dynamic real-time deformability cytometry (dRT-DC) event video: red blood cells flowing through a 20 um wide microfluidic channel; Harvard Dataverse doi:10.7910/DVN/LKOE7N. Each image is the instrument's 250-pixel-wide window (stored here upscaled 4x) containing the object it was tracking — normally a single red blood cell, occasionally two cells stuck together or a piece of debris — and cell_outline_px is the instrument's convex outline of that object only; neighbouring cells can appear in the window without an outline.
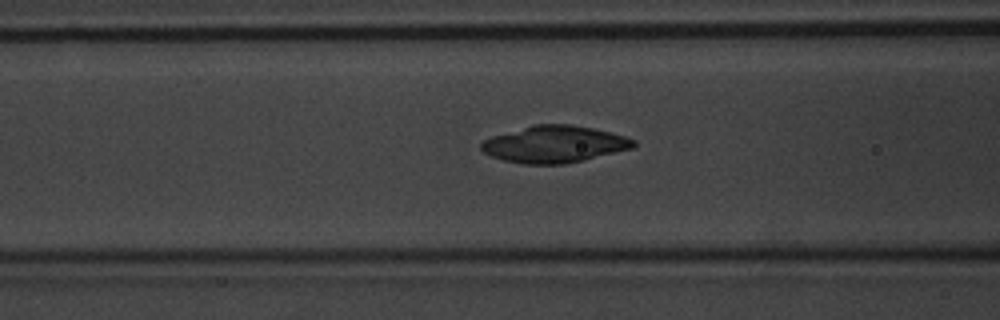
{"species": "common noctule bat (a hibernating species)", "species_latin": "Nyctalus noctula", "temperature_condition": "warm", "stored_images_in_passage": 33, "camera_frame_rate_fps": 3000, "um_per_image_px": 0.085, "animal": {"sex": "male", "body_mass_g": 20.1, "forearm_length_mm": 53.5}, "frame": {"image": 1, "passage_image": 11, "time_ms": 3.333, "image_size_px": [1000, 320], "cell_outline_px": [[636, 148], [584, 160], [564, 164], [524, 164], [504, 160], [492, 156], [484, 152], [480, 148], [480, 144], [484, 140], [492, 136], [536, 124], [568, 124], [592, 128], [624, 136], [636, 140]], "centroid_in_image_um": [47.16, 12.27], "position_along_channel_um": 119.4, "area_um2": 32.6}}
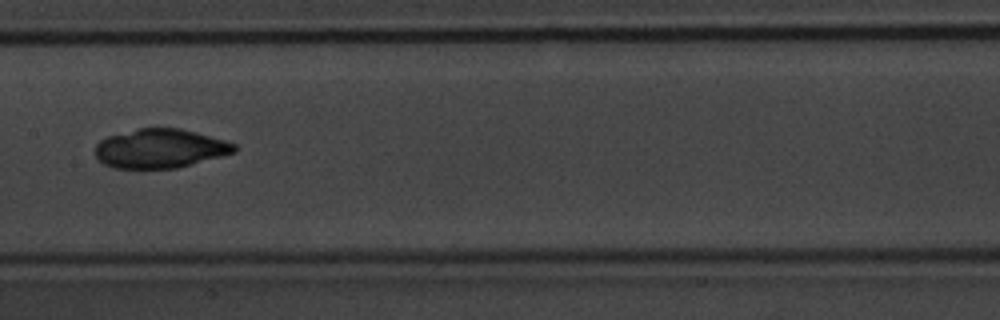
{"frame": {"image": 2, "passage_image": 17, "time_ms": 5.333, "image_size_px": [1000, 320], "cell_outline_px": [[236, 152], [176, 168], [112, 168], [104, 164], [96, 156], [96, 144], [100, 140], [108, 136], [140, 128], [180, 128], [196, 132], [224, 140], [236, 144]], "centroid_in_image_um": [13.6, 12.62], "position_along_channel_um": 193.8, "area_um2": 31.44}}
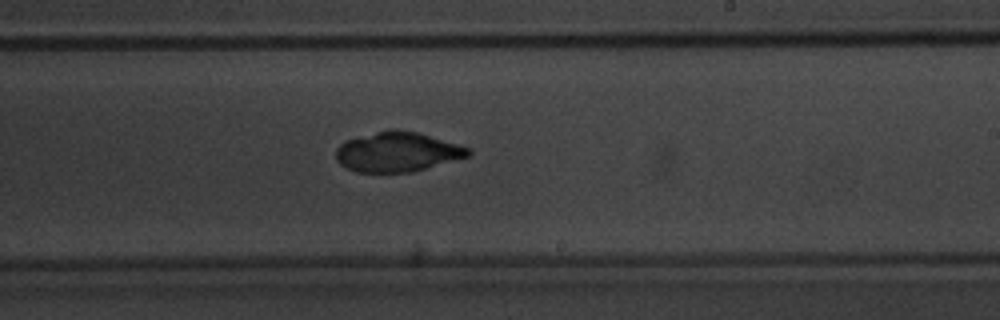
{"frame": {"image": 3, "passage_image": 22, "time_ms": 7.0, "image_size_px": [1000, 320], "cell_outline_px": [[472, 152], [468, 156], [412, 172], [356, 172], [344, 168], [336, 160], [336, 148], [344, 140], [388, 128], [400, 128], [416, 132], [456, 144], [468, 148]], "centroid_in_image_um": [33.69, 12.9], "position_along_channel_um": 255.3, "area_um2": 30.69}}